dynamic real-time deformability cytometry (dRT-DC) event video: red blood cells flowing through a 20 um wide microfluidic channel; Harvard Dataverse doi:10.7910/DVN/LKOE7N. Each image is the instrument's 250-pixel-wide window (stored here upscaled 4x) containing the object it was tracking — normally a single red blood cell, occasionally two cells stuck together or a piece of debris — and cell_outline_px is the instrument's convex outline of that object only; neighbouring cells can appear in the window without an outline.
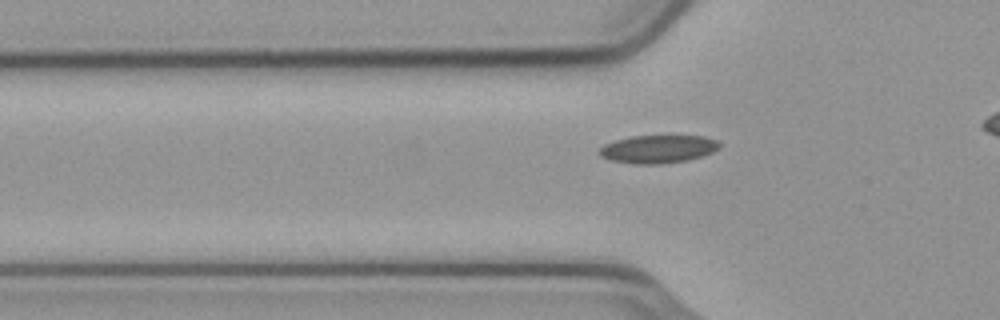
{"species": "common noctule bat (a hibernating species)", "species_latin": "Nyctalus noctula", "temperature_condition": "cold", "stored_images_in_passage": 40, "camera_frame_rate_fps": 3000, "um_per_image_px": 0.085, "animal": {"sex": "male", "body_mass_g": 23.1, "forearm_length_mm": 52.7}, "frame": {"image": 1, "passage_image": 13, "time_ms": 4.0, "image_size_px": [1000, 320], "cell_outline_px": [[720, 148], [712, 152], [688, 160], [660, 164], [636, 164], [612, 160], [600, 156], [596, 152], [604, 144], [616, 140], [632, 136], [704, 136], [716, 140], [720, 144]], "centroid_in_image_um": [55.91, 12.67], "position_along_channel_um": 69.9, "area_um2": 19.54}}
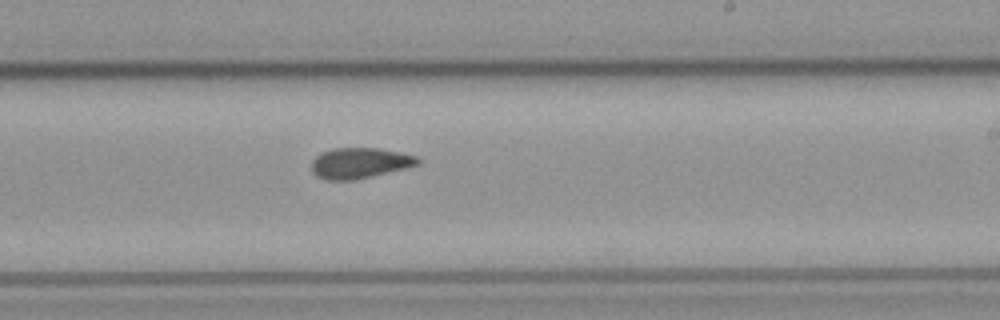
{"frame": {"image": 2, "passage_image": 28, "time_ms": 9.0, "image_size_px": [1000, 320], "cell_outline_px": [[420, 164], [404, 168], [352, 180], [324, 180], [316, 176], [312, 172], [312, 160], [320, 152], [332, 148], [376, 148], [400, 152], [416, 156], [420, 160]], "centroid_in_image_um": [30.52, 13.85], "position_along_channel_um": 258.5, "area_um2": 18.84}}
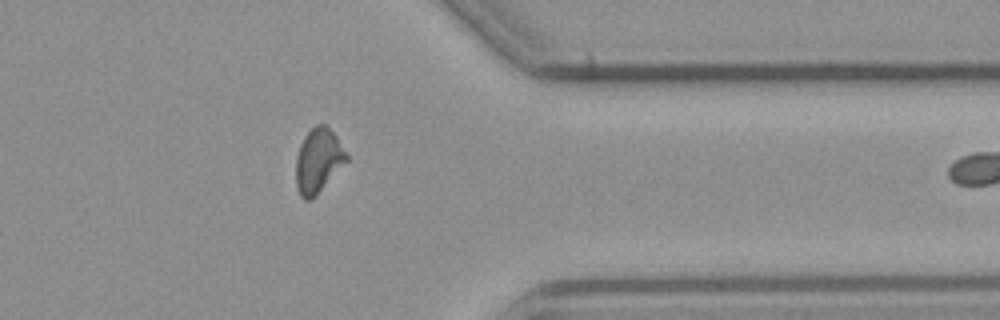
{"frame": {"image": 3, "passage_image": 39, "time_ms": 12.667, "image_size_px": [1000, 320], "cell_outline_px": [[348, 160], [316, 196], [312, 200], [304, 200], [300, 196], [296, 184], [296, 156], [300, 144], [304, 136], [316, 124], [324, 124], [336, 136], [348, 156]], "centroid_in_image_um": [27.03, 13.68], "position_along_channel_um": 384.4, "area_um2": 18.9}}